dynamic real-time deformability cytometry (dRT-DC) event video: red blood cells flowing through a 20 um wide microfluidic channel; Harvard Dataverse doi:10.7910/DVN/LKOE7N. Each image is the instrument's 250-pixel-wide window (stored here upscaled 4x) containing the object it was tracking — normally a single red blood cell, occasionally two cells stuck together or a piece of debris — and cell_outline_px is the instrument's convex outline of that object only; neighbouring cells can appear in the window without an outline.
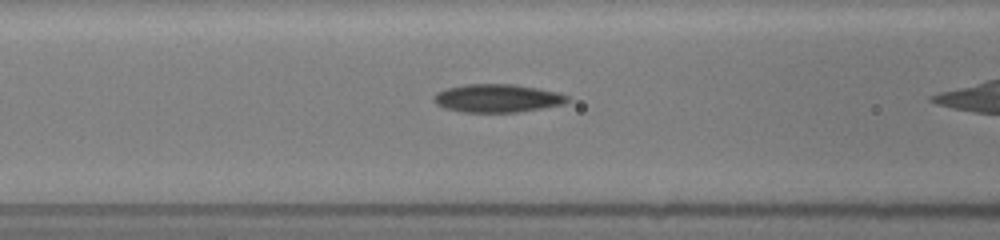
{"species": "common noctule bat (a hibernating species)", "species_latin": "Nyctalus noctula", "temperature_condition": "room temperature", "stored_images_in_passage": 14, "camera_frame_rate_fps": 3000, "um_per_image_px": 0.085, "animal": {"sex": "female", "body_mass_g": 19.5, "forearm_length_mm": 54.1}, "frame": {"image": 1, "passage_image": 7, "time_ms": 1.667, "image_size_px": [1000, 240], "cell_outline_px": [[568, 100], [564, 104], [516, 112], [460, 112], [444, 108], [436, 104], [432, 100], [432, 96], [436, 92], [448, 88], [464, 84], [512, 84], [536, 88], [556, 92], [568, 96]], "centroid_in_image_um": [42.2, 8.35], "position_along_channel_um": 124.4, "area_um2": 21.85}}
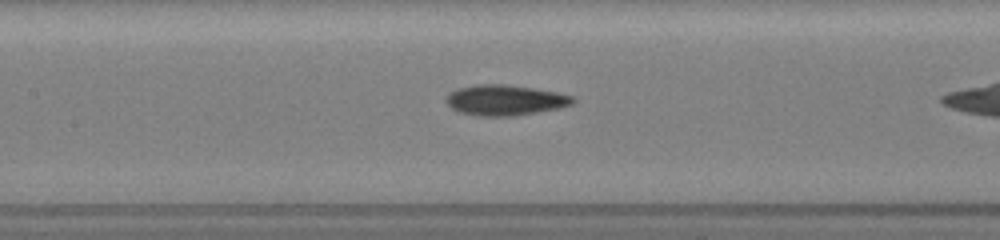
{"frame": {"image": 2, "passage_image": 11, "time_ms": 2.667, "image_size_px": [1000, 240], "cell_outline_px": [[576, 100], [572, 104], [560, 108], [516, 116], [476, 116], [460, 112], [452, 108], [444, 100], [456, 88], [476, 84], [504, 84], [532, 88], [556, 92], [576, 96]], "centroid_in_image_um": [42.96, 8.51], "position_along_channel_um": 164.4, "area_um2": 22.66}}